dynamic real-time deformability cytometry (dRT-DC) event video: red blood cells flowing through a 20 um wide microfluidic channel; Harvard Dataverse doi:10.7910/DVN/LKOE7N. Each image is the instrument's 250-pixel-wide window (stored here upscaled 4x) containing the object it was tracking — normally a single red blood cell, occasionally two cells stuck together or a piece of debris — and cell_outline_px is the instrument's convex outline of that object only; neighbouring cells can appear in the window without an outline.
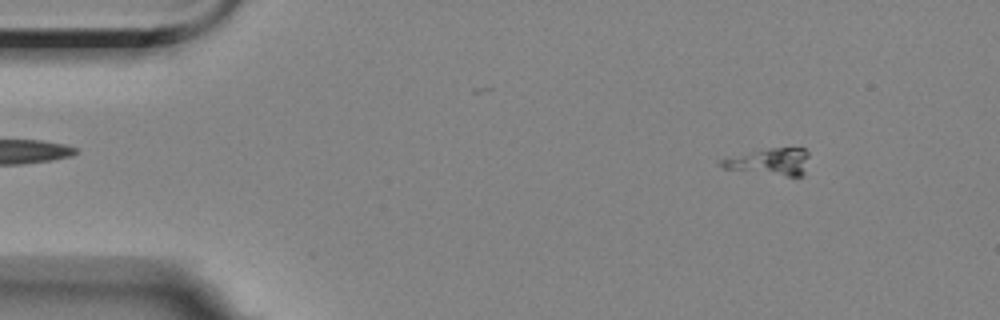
{"species": "Egyptian fruit bat (a non-hibernating species)", "species_latin": "Rousettus aegyptiacus", "temperature_condition": "room temperature", "stored_images_in_passage": 6, "camera_frame_rate_fps": 3000, "um_per_image_px": 0.085, "animal": {"sex": "female"}, "frame": {"image": 1, "passage_image": 3, "time_ms": 2.0, "image_size_px": [1000, 320], "cell_outline_px": [[808, 156], [804, 176], [788, 176], [724, 168], [716, 160], [768, 148], [804, 148], [808, 152]], "centroid_in_image_um": [65.46, 13.74], "position_along_channel_um": 19.5, "area_um2": 13.47}}